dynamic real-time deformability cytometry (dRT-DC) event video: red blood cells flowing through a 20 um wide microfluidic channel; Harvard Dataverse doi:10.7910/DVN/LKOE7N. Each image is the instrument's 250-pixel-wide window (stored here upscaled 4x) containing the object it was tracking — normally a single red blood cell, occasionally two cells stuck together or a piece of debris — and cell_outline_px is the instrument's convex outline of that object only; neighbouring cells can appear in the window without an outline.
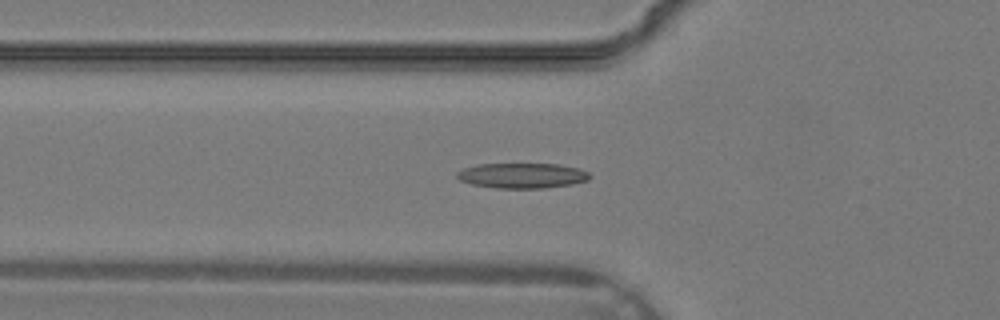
{"species": "common noctule bat (a hibernating species)", "species_latin": "Nyctalus noctula", "temperature_condition": "warm", "stored_images_in_passage": 35, "camera_frame_rate_fps": 3000, "um_per_image_px": 0.085, "animal": {"sex": "male", "body_mass_g": 19.2, "forearm_length_mm": 51.8}, "frame": {"image": 1, "passage_image": 13, "time_ms": 4.0, "image_size_px": [1000, 320], "cell_outline_px": [[592, 176], [588, 180], [572, 184], [544, 188], [496, 188], [472, 184], [460, 180], [456, 176], [456, 172], [464, 168], [476, 164], [560, 164], [580, 168], [588, 172]], "centroid_in_image_um": [44.4, 14.92], "position_along_channel_um": 81.4, "area_um2": 19.59}}
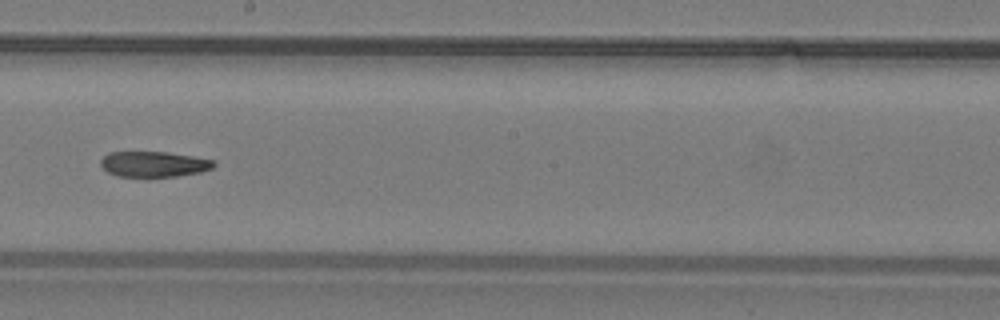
{"frame": {"image": 2, "passage_image": 21, "time_ms": 6.667, "image_size_px": [1000, 320], "cell_outline_px": [[216, 164], [212, 168], [200, 172], [176, 176], [116, 176], [108, 172], [100, 164], [100, 160], [108, 152], [168, 152], [192, 156], [212, 160]], "centroid_in_image_um": [13.05, 13.94], "position_along_channel_um": 235.1, "area_um2": 16.65}}
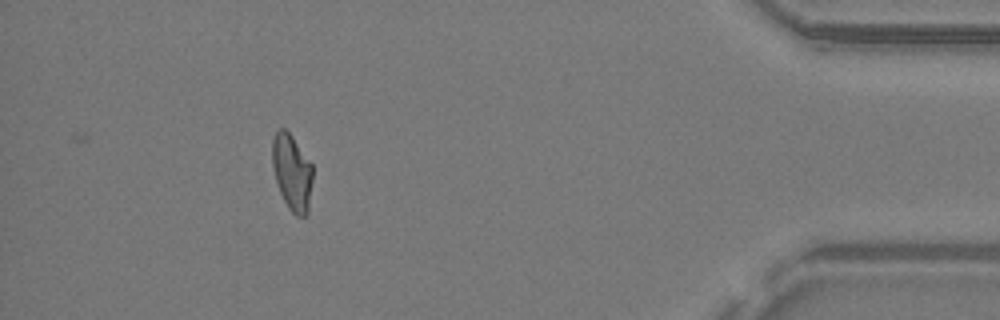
{"frame": {"image": 3, "passage_image": 33, "time_ms": 10.667, "image_size_px": [1000, 320], "cell_outline_px": [[312, 180], [308, 212], [304, 216], [296, 216], [288, 208], [280, 192], [272, 168], [272, 140], [276, 128], [284, 128], [292, 136], [312, 164]], "centroid_in_image_um": [24.8, 14.62], "position_along_channel_um": 410.4, "area_um2": 17.98}}